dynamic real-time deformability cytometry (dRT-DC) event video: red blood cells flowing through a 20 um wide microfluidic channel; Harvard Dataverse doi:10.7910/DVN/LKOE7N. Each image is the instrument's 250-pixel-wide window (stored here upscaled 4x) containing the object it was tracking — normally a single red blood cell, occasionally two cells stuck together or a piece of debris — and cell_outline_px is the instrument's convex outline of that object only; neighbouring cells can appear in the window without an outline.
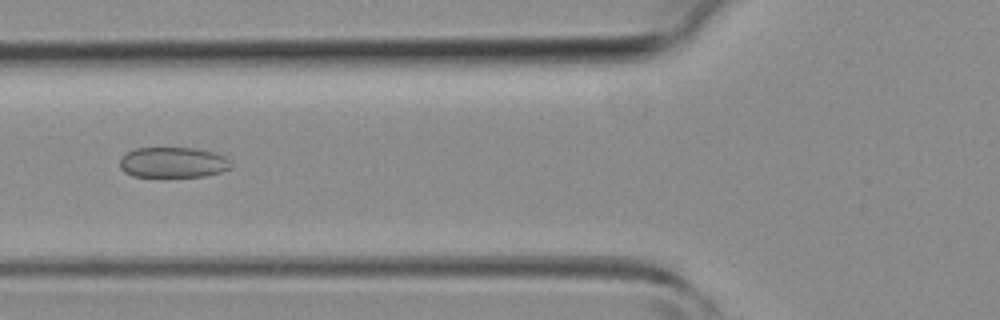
{"species": "common noctule bat (a hibernating species)", "species_latin": "Nyctalus noctula", "temperature_condition": "room temperature", "stored_images_in_passage": 4, "camera_frame_rate_fps": 3000, "um_per_image_px": 0.085, "animal": {"sex": "female", "body_mass_g": 19.3, "forearm_length_mm": 54.1}, "frame": {"image": 1, "passage_image": 3, "time_ms": 2.333, "image_size_px": [1000, 320], "cell_outline_px": [[232, 164], [228, 168], [220, 172], [204, 176], [132, 176], [124, 172], [120, 168], [120, 160], [128, 152], [136, 148], [196, 148], [212, 152], [224, 156]], "centroid_in_image_um": [14.69, 13.8], "position_along_channel_um": 111.1, "area_um2": 19.48}}
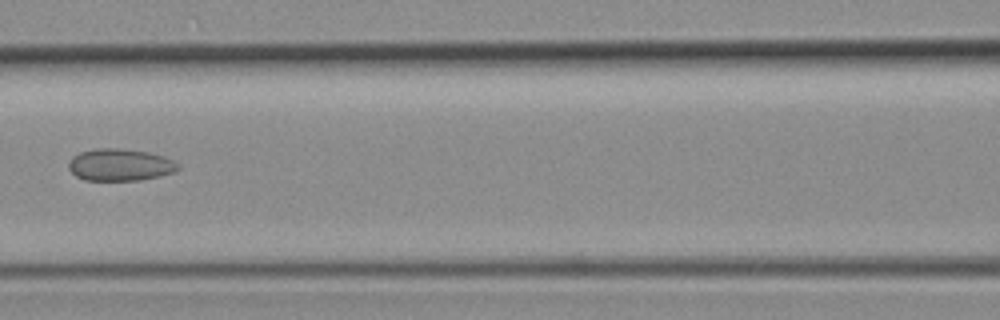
{"frame": {"image": 2, "passage_image": 4, "time_ms": 3.333, "image_size_px": [1000, 320], "cell_outline_px": [[180, 168], [176, 172], [160, 176], [140, 180], [84, 180], [76, 176], [68, 168], [68, 160], [72, 156], [80, 152], [96, 148], [120, 148], [148, 152], [164, 156], [180, 164]], "centroid_in_image_um": [10.21, 14.01], "position_along_channel_um": 156.4, "area_um2": 20.69}}